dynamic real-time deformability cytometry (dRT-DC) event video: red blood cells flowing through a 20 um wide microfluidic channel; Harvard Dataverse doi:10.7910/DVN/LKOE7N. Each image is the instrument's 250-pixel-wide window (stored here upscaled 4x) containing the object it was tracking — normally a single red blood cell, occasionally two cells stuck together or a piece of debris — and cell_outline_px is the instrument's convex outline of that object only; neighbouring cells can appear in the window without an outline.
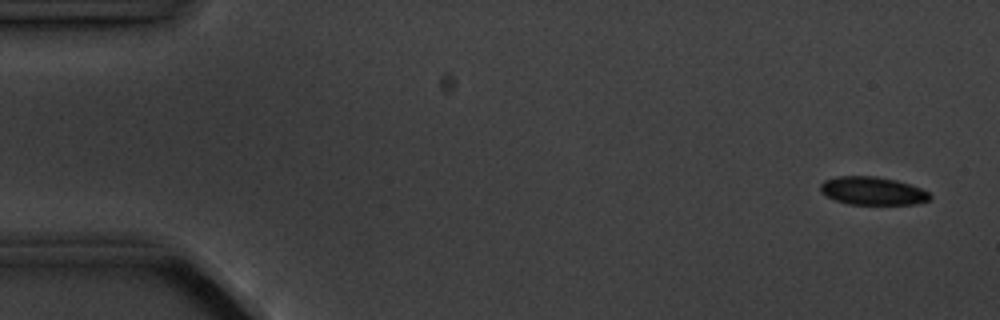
{"species": "common noctule bat (a hibernating species)", "species_latin": "Nyctalus noctula", "temperature_condition": "cold", "stored_images_in_passage": 4, "camera_frame_rate_fps": 3000, "um_per_image_px": 0.085, "animal": {"sex": "male", "body_mass_g": 20.1, "forearm_length_mm": 53.5}, "frame": {"image": 1, "passage_image": 1, "time_ms": 0.0, "image_size_px": [1000, 320], "cell_outline_px": [[932, 196], [928, 200], [916, 204], [848, 204], [836, 200], [820, 192], [820, 184], [824, 180], [840, 176], [876, 176], [896, 180], [920, 188], [928, 192]], "centroid_in_image_um": [74.16, 16.22], "position_along_channel_um": 10.8, "area_um2": 17.8}}